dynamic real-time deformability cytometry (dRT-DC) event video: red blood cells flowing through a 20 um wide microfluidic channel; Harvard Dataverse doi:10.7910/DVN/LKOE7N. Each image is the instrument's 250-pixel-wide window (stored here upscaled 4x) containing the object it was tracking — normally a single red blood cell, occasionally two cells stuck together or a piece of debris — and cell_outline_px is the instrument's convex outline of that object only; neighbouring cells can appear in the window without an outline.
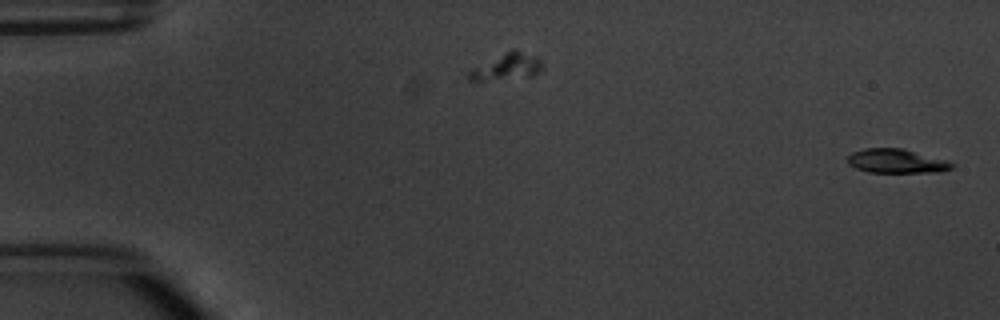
{"species": "common noctule bat (a hibernating species)", "species_latin": "Nyctalus noctula", "temperature_condition": "warm", "stored_images_in_passage": 5, "camera_frame_rate_fps": 3000, "um_per_image_px": 0.085, "animal": {"sex": "male", "body_mass_g": 20.1, "forearm_length_mm": 53.5}, "frame": {"image": 1, "passage_image": 1, "time_ms": 0.0, "image_size_px": [1000, 320], "cell_outline_px": [[956, 164], [952, 168], [944, 172], [868, 172], [856, 168], [848, 164], [848, 156], [852, 152], [864, 148], [904, 148], [948, 160]], "centroid_in_image_um": [76.25, 13.69], "position_along_channel_um": 8.7, "area_um2": 14.85}}
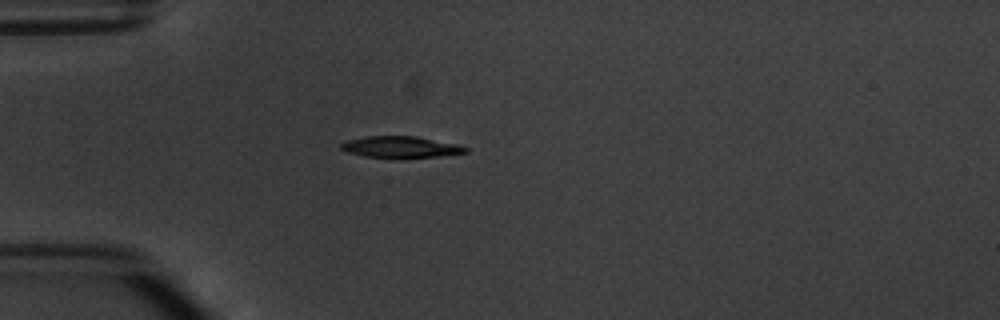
{"frame": {"image": 2, "passage_image": 5, "time_ms": 4.667, "image_size_px": [1000, 320], "cell_outline_px": [[468, 152], [408, 160], [400, 160], [364, 156], [348, 152], [340, 148], [340, 144], [348, 140], [364, 136], [416, 136], [456, 144], [468, 148]], "centroid_in_image_um": [34.05, 12.53], "position_along_channel_um": 51.0, "area_um2": 16.07}}